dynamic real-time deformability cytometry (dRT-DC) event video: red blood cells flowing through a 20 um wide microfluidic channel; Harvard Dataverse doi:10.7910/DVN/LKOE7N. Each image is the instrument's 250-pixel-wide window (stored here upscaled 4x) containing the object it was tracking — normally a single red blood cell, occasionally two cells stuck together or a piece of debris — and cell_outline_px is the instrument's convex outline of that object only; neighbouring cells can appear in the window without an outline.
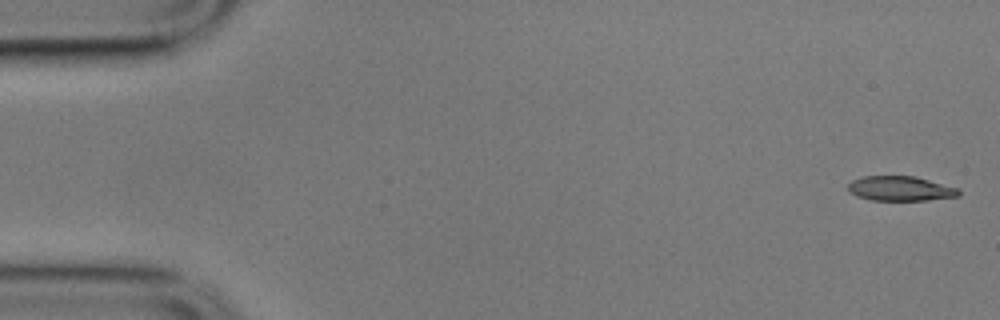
{"species": "common noctule bat (a hibernating species)", "species_latin": "Nyctalus noctula", "temperature_condition": "cold", "stored_images_in_passage": 5, "camera_frame_rate_fps": 3000, "um_per_image_px": 0.085, "animal": {"sex": "male", "body_mass_g": 17.9}, "frame": {"image": 1, "passage_image": 1, "time_ms": 0.0, "image_size_px": [1000, 320], "cell_outline_px": [[960, 196], [928, 200], [872, 200], [856, 196], [848, 192], [848, 184], [852, 180], [864, 176], [916, 176], [960, 188]], "centroid_in_image_um": [76.56, 16.02], "position_along_channel_um": 8.4, "area_um2": 16.13}}
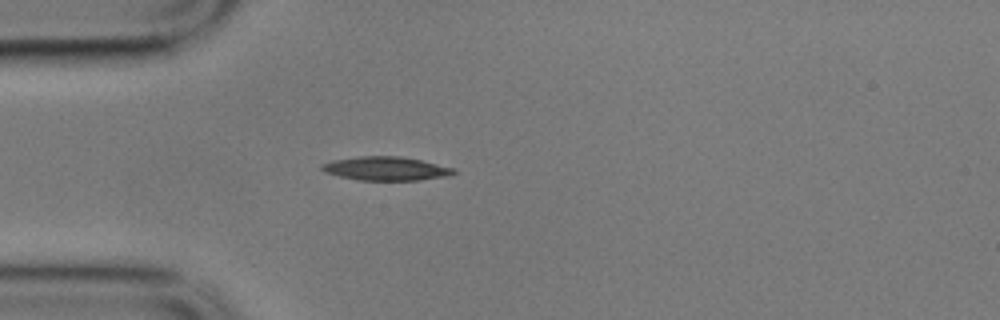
{"frame": {"image": 2, "passage_image": 5, "time_ms": 1.333, "image_size_px": [1000, 320], "cell_outline_px": [[456, 172], [452, 176], [420, 180], [356, 180], [324, 172], [320, 168], [320, 164], [332, 160], [360, 156], [400, 156], [420, 160], [452, 168]], "centroid_in_image_um": [32.78, 14.33], "position_along_channel_um": 52.2, "area_um2": 18.26}}